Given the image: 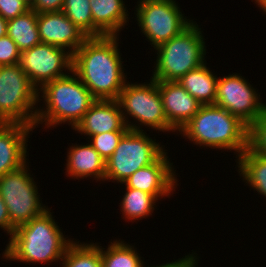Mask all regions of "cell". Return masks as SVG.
<instances>
[{
    "mask_svg": "<svg viewBox=\"0 0 266 267\" xmlns=\"http://www.w3.org/2000/svg\"><path fill=\"white\" fill-rule=\"evenodd\" d=\"M119 38L88 37L72 55V71L95 99L117 100L128 79Z\"/></svg>",
    "mask_w": 266,
    "mask_h": 267,
    "instance_id": "1",
    "label": "cell"
},
{
    "mask_svg": "<svg viewBox=\"0 0 266 267\" xmlns=\"http://www.w3.org/2000/svg\"><path fill=\"white\" fill-rule=\"evenodd\" d=\"M51 208L18 226L2 252L4 261L26 264H61L67 247L75 240L63 234ZM8 260V261H7ZM53 262V263H52Z\"/></svg>",
    "mask_w": 266,
    "mask_h": 267,
    "instance_id": "2",
    "label": "cell"
},
{
    "mask_svg": "<svg viewBox=\"0 0 266 267\" xmlns=\"http://www.w3.org/2000/svg\"><path fill=\"white\" fill-rule=\"evenodd\" d=\"M178 133L199 148L229 150L235 158L249 147V127L215 104L201 105Z\"/></svg>",
    "mask_w": 266,
    "mask_h": 267,
    "instance_id": "3",
    "label": "cell"
},
{
    "mask_svg": "<svg viewBox=\"0 0 266 267\" xmlns=\"http://www.w3.org/2000/svg\"><path fill=\"white\" fill-rule=\"evenodd\" d=\"M95 100L71 70L67 75L44 84L38 90L39 107L35 128L42 125V129L46 128L47 131L66 124L73 129Z\"/></svg>",
    "mask_w": 266,
    "mask_h": 267,
    "instance_id": "4",
    "label": "cell"
},
{
    "mask_svg": "<svg viewBox=\"0 0 266 267\" xmlns=\"http://www.w3.org/2000/svg\"><path fill=\"white\" fill-rule=\"evenodd\" d=\"M197 23L194 20L179 35L153 49L156 60L153 63L152 79L176 82L207 62V41L201 25Z\"/></svg>",
    "mask_w": 266,
    "mask_h": 267,
    "instance_id": "5",
    "label": "cell"
},
{
    "mask_svg": "<svg viewBox=\"0 0 266 267\" xmlns=\"http://www.w3.org/2000/svg\"><path fill=\"white\" fill-rule=\"evenodd\" d=\"M126 126L132 131L175 132L167 122L157 81L150 77L148 82L126 81L117 99ZM132 119V120H130Z\"/></svg>",
    "mask_w": 266,
    "mask_h": 267,
    "instance_id": "6",
    "label": "cell"
},
{
    "mask_svg": "<svg viewBox=\"0 0 266 267\" xmlns=\"http://www.w3.org/2000/svg\"><path fill=\"white\" fill-rule=\"evenodd\" d=\"M38 89L19 63L0 66V119L35 128Z\"/></svg>",
    "mask_w": 266,
    "mask_h": 267,
    "instance_id": "7",
    "label": "cell"
},
{
    "mask_svg": "<svg viewBox=\"0 0 266 267\" xmlns=\"http://www.w3.org/2000/svg\"><path fill=\"white\" fill-rule=\"evenodd\" d=\"M165 151V146L146 131L129 130L105 161L104 182L123 183L138 169L154 163Z\"/></svg>",
    "mask_w": 266,
    "mask_h": 267,
    "instance_id": "8",
    "label": "cell"
},
{
    "mask_svg": "<svg viewBox=\"0 0 266 267\" xmlns=\"http://www.w3.org/2000/svg\"><path fill=\"white\" fill-rule=\"evenodd\" d=\"M30 161L20 168L0 177V195L6 204L11 224L18 226L43 214L48 207L43 204L38 182L29 168ZM37 183V184H36Z\"/></svg>",
    "mask_w": 266,
    "mask_h": 267,
    "instance_id": "9",
    "label": "cell"
},
{
    "mask_svg": "<svg viewBox=\"0 0 266 267\" xmlns=\"http://www.w3.org/2000/svg\"><path fill=\"white\" fill-rule=\"evenodd\" d=\"M137 1L134 8L135 21L140 33L154 49L179 35L194 21L184 15L176 0Z\"/></svg>",
    "mask_w": 266,
    "mask_h": 267,
    "instance_id": "10",
    "label": "cell"
},
{
    "mask_svg": "<svg viewBox=\"0 0 266 267\" xmlns=\"http://www.w3.org/2000/svg\"><path fill=\"white\" fill-rule=\"evenodd\" d=\"M239 73L218 77L215 105L236 116L248 127L258 119L266 107L258 89Z\"/></svg>",
    "mask_w": 266,
    "mask_h": 267,
    "instance_id": "11",
    "label": "cell"
},
{
    "mask_svg": "<svg viewBox=\"0 0 266 267\" xmlns=\"http://www.w3.org/2000/svg\"><path fill=\"white\" fill-rule=\"evenodd\" d=\"M19 65L39 90L72 70V54L64 48L39 43L20 53Z\"/></svg>",
    "mask_w": 266,
    "mask_h": 267,
    "instance_id": "12",
    "label": "cell"
},
{
    "mask_svg": "<svg viewBox=\"0 0 266 267\" xmlns=\"http://www.w3.org/2000/svg\"><path fill=\"white\" fill-rule=\"evenodd\" d=\"M170 159L166 150L154 163L138 169L123 183L129 188L147 192L157 200L169 199L179 186L178 174Z\"/></svg>",
    "mask_w": 266,
    "mask_h": 267,
    "instance_id": "13",
    "label": "cell"
},
{
    "mask_svg": "<svg viewBox=\"0 0 266 267\" xmlns=\"http://www.w3.org/2000/svg\"><path fill=\"white\" fill-rule=\"evenodd\" d=\"M37 25L41 43L64 48L72 55L88 38L62 11L38 14Z\"/></svg>",
    "mask_w": 266,
    "mask_h": 267,
    "instance_id": "14",
    "label": "cell"
},
{
    "mask_svg": "<svg viewBox=\"0 0 266 267\" xmlns=\"http://www.w3.org/2000/svg\"><path fill=\"white\" fill-rule=\"evenodd\" d=\"M86 141L93 135L110 131H129L117 100L96 99L77 125L71 129Z\"/></svg>",
    "mask_w": 266,
    "mask_h": 267,
    "instance_id": "15",
    "label": "cell"
},
{
    "mask_svg": "<svg viewBox=\"0 0 266 267\" xmlns=\"http://www.w3.org/2000/svg\"><path fill=\"white\" fill-rule=\"evenodd\" d=\"M34 129L21 123H3L0 126V177L29 161L27 143H30L28 138Z\"/></svg>",
    "mask_w": 266,
    "mask_h": 267,
    "instance_id": "16",
    "label": "cell"
},
{
    "mask_svg": "<svg viewBox=\"0 0 266 267\" xmlns=\"http://www.w3.org/2000/svg\"><path fill=\"white\" fill-rule=\"evenodd\" d=\"M167 122L178 134L198 112L201 104L177 81H157Z\"/></svg>",
    "mask_w": 266,
    "mask_h": 267,
    "instance_id": "17",
    "label": "cell"
},
{
    "mask_svg": "<svg viewBox=\"0 0 266 267\" xmlns=\"http://www.w3.org/2000/svg\"><path fill=\"white\" fill-rule=\"evenodd\" d=\"M88 143L75 144L67 149L65 176L69 179H91L103 183L105 180V160ZM94 178V179H93Z\"/></svg>",
    "mask_w": 266,
    "mask_h": 267,
    "instance_id": "18",
    "label": "cell"
},
{
    "mask_svg": "<svg viewBox=\"0 0 266 267\" xmlns=\"http://www.w3.org/2000/svg\"><path fill=\"white\" fill-rule=\"evenodd\" d=\"M93 37L119 36L129 24V11L124 0H90Z\"/></svg>",
    "mask_w": 266,
    "mask_h": 267,
    "instance_id": "19",
    "label": "cell"
},
{
    "mask_svg": "<svg viewBox=\"0 0 266 267\" xmlns=\"http://www.w3.org/2000/svg\"><path fill=\"white\" fill-rule=\"evenodd\" d=\"M207 65L205 62L177 81L201 105L215 104L217 95L218 76Z\"/></svg>",
    "mask_w": 266,
    "mask_h": 267,
    "instance_id": "20",
    "label": "cell"
},
{
    "mask_svg": "<svg viewBox=\"0 0 266 267\" xmlns=\"http://www.w3.org/2000/svg\"><path fill=\"white\" fill-rule=\"evenodd\" d=\"M237 172L247 186L266 198V156L252 151L249 147L234 159Z\"/></svg>",
    "mask_w": 266,
    "mask_h": 267,
    "instance_id": "21",
    "label": "cell"
},
{
    "mask_svg": "<svg viewBox=\"0 0 266 267\" xmlns=\"http://www.w3.org/2000/svg\"><path fill=\"white\" fill-rule=\"evenodd\" d=\"M123 189V197L119 203L121 218L127 222H138L147 217L153 216L154 210L157 209L156 205L159 202L153 195L134 188L127 187L121 183Z\"/></svg>",
    "mask_w": 266,
    "mask_h": 267,
    "instance_id": "22",
    "label": "cell"
},
{
    "mask_svg": "<svg viewBox=\"0 0 266 267\" xmlns=\"http://www.w3.org/2000/svg\"><path fill=\"white\" fill-rule=\"evenodd\" d=\"M38 13L30 9L7 22V35L16 43L18 50L23 52L41 43L37 25Z\"/></svg>",
    "mask_w": 266,
    "mask_h": 267,
    "instance_id": "23",
    "label": "cell"
},
{
    "mask_svg": "<svg viewBox=\"0 0 266 267\" xmlns=\"http://www.w3.org/2000/svg\"><path fill=\"white\" fill-rule=\"evenodd\" d=\"M108 243L110 244L106 248L101 246L103 267H146V262L143 261L145 259L135 245L119 238L113 241L111 239Z\"/></svg>",
    "mask_w": 266,
    "mask_h": 267,
    "instance_id": "24",
    "label": "cell"
},
{
    "mask_svg": "<svg viewBox=\"0 0 266 267\" xmlns=\"http://www.w3.org/2000/svg\"><path fill=\"white\" fill-rule=\"evenodd\" d=\"M99 244L75 239L67 247L60 267H103Z\"/></svg>",
    "mask_w": 266,
    "mask_h": 267,
    "instance_id": "25",
    "label": "cell"
},
{
    "mask_svg": "<svg viewBox=\"0 0 266 267\" xmlns=\"http://www.w3.org/2000/svg\"><path fill=\"white\" fill-rule=\"evenodd\" d=\"M61 11L88 37H93L90 0H64Z\"/></svg>",
    "mask_w": 266,
    "mask_h": 267,
    "instance_id": "26",
    "label": "cell"
},
{
    "mask_svg": "<svg viewBox=\"0 0 266 267\" xmlns=\"http://www.w3.org/2000/svg\"><path fill=\"white\" fill-rule=\"evenodd\" d=\"M128 131H110L93 135L89 138V143L100 154V156L106 161L115 151L121 138Z\"/></svg>",
    "mask_w": 266,
    "mask_h": 267,
    "instance_id": "27",
    "label": "cell"
},
{
    "mask_svg": "<svg viewBox=\"0 0 266 267\" xmlns=\"http://www.w3.org/2000/svg\"><path fill=\"white\" fill-rule=\"evenodd\" d=\"M249 148L266 156V107L262 115L249 127Z\"/></svg>",
    "mask_w": 266,
    "mask_h": 267,
    "instance_id": "28",
    "label": "cell"
},
{
    "mask_svg": "<svg viewBox=\"0 0 266 267\" xmlns=\"http://www.w3.org/2000/svg\"><path fill=\"white\" fill-rule=\"evenodd\" d=\"M20 53L16 43L8 35L0 38V66L19 63Z\"/></svg>",
    "mask_w": 266,
    "mask_h": 267,
    "instance_id": "29",
    "label": "cell"
},
{
    "mask_svg": "<svg viewBox=\"0 0 266 267\" xmlns=\"http://www.w3.org/2000/svg\"><path fill=\"white\" fill-rule=\"evenodd\" d=\"M30 7L22 0H0V15L11 20L26 13Z\"/></svg>",
    "mask_w": 266,
    "mask_h": 267,
    "instance_id": "30",
    "label": "cell"
},
{
    "mask_svg": "<svg viewBox=\"0 0 266 267\" xmlns=\"http://www.w3.org/2000/svg\"><path fill=\"white\" fill-rule=\"evenodd\" d=\"M198 254L195 253V251H193L191 254L189 253L188 255L183 256L182 258H179L175 261H171V262H166L165 264H161V265H153V266H149L146 265V267H198V261L199 260V256H197Z\"/></svg>",
    "mask_w": 266,
    "mask_h": 267,
    "instance_id": "31",
    "label": "cell"
},
{
    "mask_svg": "<svg viewBox=\"0 0 266 267\" xmlns=\"http://www.w3.org/2000/svg\"><path fill=\"white\" fill-rule=\"evenodd\" d=\"M64 0H35L34 5L30 8L40 13L59 12L62 10Z\"/></svg>",
    "mask_w": 266,
    "mask_h": 267,
    "instance_id": "32",
    "label": "cell"
},
{
    "mask_svg": "<svg viewBox=\"0 0 266 267\" xmlns=\"http://www.w3.org/2000/svg\"><path fill=\"white\" fill-rule=\"evenodd\" d=\"M0 229L3 230L9 238L16 229L10 222L8 210L2 196L0 195Z\"/></svg>",
    "mask_w": 266,
    "mask_h": 267,
    "instance_id": "33",
    "label": "cell"
},
{
    "mask_svg": "<svg viewBox=\"0 0 266 267\" xmlns=\"http://www.w3.org/2000/svg\"><path fill=\"white\" fill-rule=\"evenodd\" d=\"M7 20L0 15V38L7 35Z\"/></svg>",
    "mask_w": 266,
    "mask_h": 267,
    "instance_id": "34",
    "label": "cell"
},
{
    "mask_svg": "<svg viewBox=\"0 0 266 267\" xmlns=\"http://www.w3.org/2000/svg\"><path fill=\"white\" fill-rule=\"evenodd\" d=\"M252 2H254L256 4V6L258 8H260L261 11H263V13L266 15V0H251Z\"/></svg>",
    "mask_w": 266,
    "mask_h": 267,
    "instance_id": "35",
    "label": "cell"
},
{
    "mask_svg": "<svg viewBox=\"0 0 266 267\" xmlns=\"http://www.w3.org/2000/svg\"><path fill=\"white\" fill-rule=\"evenodd\" d=\"M23 2H25L30 8L34 5L35 0H22Z\"/></svg>",
    "mask_w": 266,
    "mask_h": 267,
    "instance_id": "36",
    "label": "cell"
}]
</instances>
